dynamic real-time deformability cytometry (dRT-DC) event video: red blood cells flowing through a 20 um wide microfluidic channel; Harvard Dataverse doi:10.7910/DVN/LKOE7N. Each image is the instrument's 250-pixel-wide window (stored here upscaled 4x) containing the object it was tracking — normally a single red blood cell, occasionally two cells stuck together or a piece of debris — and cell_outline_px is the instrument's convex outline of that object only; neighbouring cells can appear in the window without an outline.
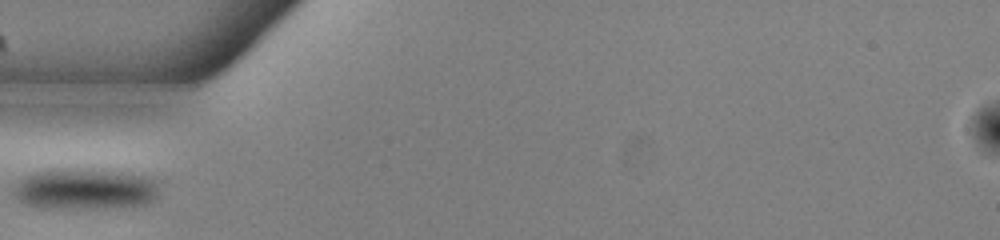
{"species": "common noctule bat (a hibernating species)", "species_latin": "Nyctalus noctula", "temperature_condition": "warm", "stored_images_in_passage": 25, "camera_frame_rate_fps": 3000, "um_per_image_px": 0.085, "animal": {"sex": "male", "body_mass_g": 13.0, "forearm_length_mm": 53.1}, "frame": {"image": 1, "passage_image": 1, "time_ms": 0.0, "image_size_px": [1000, 240], "cell_outline_px": [[156, 196], [152, 200], [144, 204], [92, 208], [28, 204], [20, 200], [16, 196], [16, 188], [20, 180], [28, 176], [44, 172], [92, 172], [140, 176], [152, 180], [156, 184]], "centroid_in_image_um": [7.26, 16.12], "position_along_channel_um": 77.7, "area_um2": 31.04}}
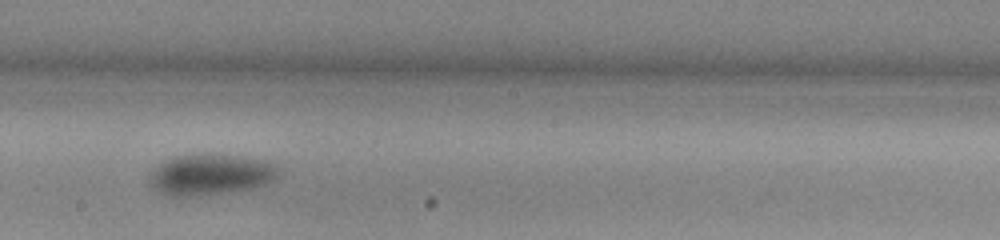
{"frame": {"image": 2, "passage_image": 13, "time_ms": 4.0, "image_size_px": [1000, 240], "cell_outline_px": [[276, 168], [272, 176], [264, 184], [248, 188], [220, 192], [164, 192], [156, 188], [152, 180], [152, 176], [164, 164], [172, 160], [184, 156], [212, 156], [252, 160]], "centroid_in_image_um": [17.91, 14.84], "position_along_channel_um": 230.3, "area_um2": 25.84}}
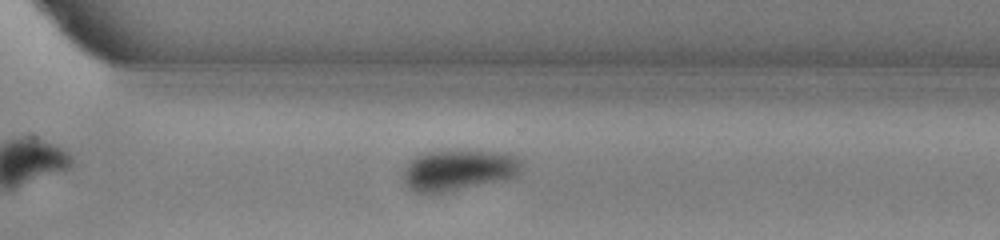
{"frame": {"image": 3, "passage_image": 21, "time_ms": 6.667, "image_size_px": [1000, 240], "cell_outline_px": [[516, 172], [512, 176], [440, 192], [416, 192], [404, 180], [404, 172], [408, 164], [412, 160], [428, 152], [480, 152], [512, 156], [516, 160]], "centroid_in_image_um": [38.81, 14.47], "position_along_channel_um": 331.8, "area_um2": 25.32}}